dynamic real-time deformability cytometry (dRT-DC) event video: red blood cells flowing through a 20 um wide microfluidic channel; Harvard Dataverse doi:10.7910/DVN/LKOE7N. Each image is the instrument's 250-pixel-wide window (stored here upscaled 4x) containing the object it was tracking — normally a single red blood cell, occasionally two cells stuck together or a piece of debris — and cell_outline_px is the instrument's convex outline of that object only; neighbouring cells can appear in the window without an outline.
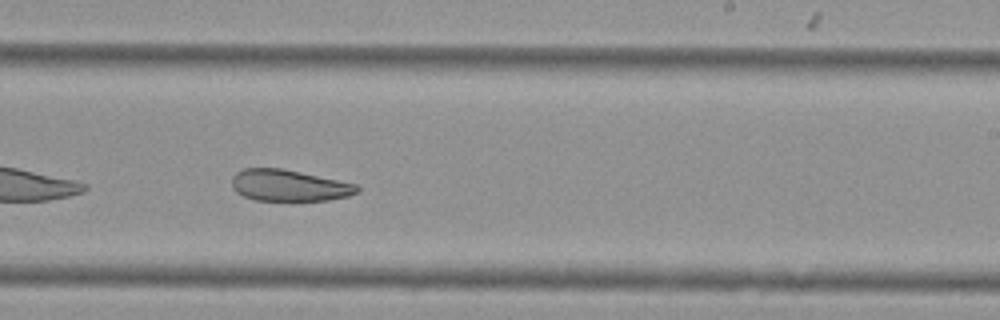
{"species": "Egyptian fruit bat (a non-hibernating species)", "species_latin": "Rousettus aegyptiacus", "temperature_condition": "cold", "stored_images_in_passage": 31, "camera_frame_rate_fps": 3000, "um_per_image_px": 0.085, "animal": {"sex": "female"}, "frame": {"image": 1, "passage_image": 18, "time_ms": 5.667, "image_size_px": [1000, 320], "cell_outline_px": [[360, 192], [348, 196], [328, 200], [256, 200], [244, 196], [236, 192], [232, 188], [232, 176], [236, 172], [244, 168], [280, 168], [356, 184], [360, 188]], "centroid_in_image_um": [24.54, 15.76], "position_along_channel_um": 264.5, "area_um2": 22.77}}
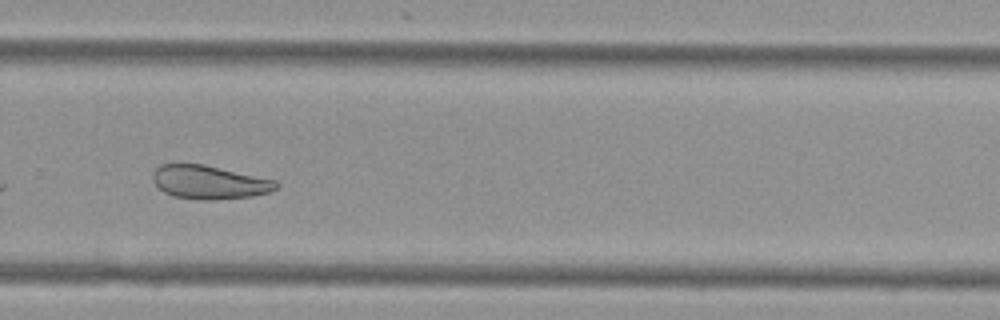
{"frame": {"image": 2, "passage_image": 22, "time_ms": 7.0, "image_size_px": [1000, 320], "cell_outline_px": [[280, 184], [276, 188], [268, 192], [252, 196], [208, 200], [200, 200], [172, 196], [164, 192], [152, 180], [152, 172], [160, 164], [204, 164], [276, 180]], "centroid_in_image_um": [17.77, 15.48], "position_along_channel_um": 312.0, "area_um2": 24.1}, "authors_computed_cell_mechanics": {"area_um2": 24.6228, "velocity_mm_per_s": 3.5657, "shape_relaxation_time_tau1_ms": null, "shape_relaxation_time_tau2_ms": 4.9118, "deformation_change_tau1": null, "deformation_change_tau2": 0.1142}}